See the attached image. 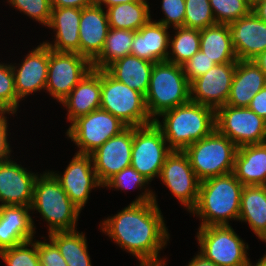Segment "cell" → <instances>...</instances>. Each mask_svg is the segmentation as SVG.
<instances>
[{
	"label": "cell",
	"instance_id": "1",
	"mask_svg": "<svg viewBox=\"0 0 266 266\" xmlns=\"http://www.w3.org/2000/svg\"><path fill=\"white\" fill-rule=\"evenodd\" d=\"M144 189L135 201L103 220L100 229L122 250L138 258L140 266H166L158 254L167 245L170 235L155 193Z\"/></svg>",
	"mask_w": 266,
	"mask_h": 266
},
{
	"label": "cell",
	"instance_id": "2",
	"mask_svg": "<svg viewBox=\"0 0 266 266\" xmlns=\"http://www.w3.org/2000/svg\"><path fill=\"white\" fill-rule=\"evenodd\" d=\"M243 187L233 173L201 181L197 204L190 211L202 219L199 227L229 225L232 219L238 221Z\"/></svg>",
	"mask_w": 266,
	"mask_h": 266
},
{
	"label": "cell",
	"instance_id": "3",
	"mask_svg": "<svg viewBox=\"0 0 266 266\" xmlns=\"http://www.w3.org/2000/svg\"><path fill=\"white\" fill-rule=\"evenodd\" d=\"M159 118L154 123L161 129L169 147L177 151H184L216 129L215 109L192 101L165 111Z\"/></svg>",
	"mask_w": 266,
	"mask_h": 266
},
{
	"label": "cell",
	"instance_id": "4",
	"mask_svg": "<svg viewBox=\"0 0 266 266\" xmlns=\"http://www.w3.org/2000/svg\"><path fill=\"white\" fill-rule=\"evenodd\" d=\"M32 211L48 222L49 233L76 230L81 210L70 200L60 182L50 172L38 175L34 184Z\"/></svg>",
	"mask_w": 266,
	"mask_h": 266
},
{
	"label": "cell",
	"instance_id": "5",
	"mask_svg": "<svg viewBox=\"0 0 266 266\" xmlns=\"http://www.w3.org/2000/svg\"><path fill=\"white\" fill-rule=\"evenodd\" d=\"M191 101L190 82L183 67L168 61L154 63L145 103L155 121L162 113Z\"/></svg>",
	"mask_w": 266,
	"mask_h": 266
},
{
	"label": "cell",
	"instance_id": "6",
	"mask_svg": "<svg viewBox=\"0 0 266 266\" xmlns=\"http://www.w3.org/2000/svg\"><path fill=\"white\" fill-rule=\"evenodd\" d=\"M238 147L216 129L208 136L188 146L191 167L200 181L233 172Z\"/></svg>",
	"mask_w": 266,
	"mask_h": 266
},
{
	"label": "cell",
	"instance_id": "7",
	"mask_svg": "<svg viewBox=\"0 0 266 266\" xmlns=\"http://www.w3.org/2000/svg\"><path fill=\"white\" fill-rule=\"evenodd\" d=\"M127 127H139L153 123L148 114L145 96L113 78L101 69V106Z\"/></svg>",
	"mask_w": 266,
	"mask_h": 266
},
{
	"label": "cell",
	"instance_id": "8",
	"mask_svg": "<svg viewBox=\"0 0 266 266\" xmlns=\"http://www.w3.org/2000/svg\"><path fill=\"white\" fill-rule=\"evenodd\" d=\"M196 237L199 253L217 266H246L250 262L249 246L230 225L199 227Z\"/></svg>",
	"mask_w": 266,
	"mask_h": 266
},
{
	"label": "cell",
	"instance_id": "9",
	"mask_svg": "<svg viewBox=\"0 0 266 266\" xmlns=\"http://www.w3.org/2000/svg\"><path fill=\"white\" fill-rule=\"evenodd\" d=\"M156 123L133 127L131 167L150 182L160 171L172 149Z\"/></svg>",
	"mask_w": 266,
	"mask_h": 266
},
{
	"label": "cell",
	"instance_id": "10",
	"mask_svg": "<svg viewBox=\"0 0 266 266\" xmlns=\"http://www.w3.org/2000/svg\"><path fill=\"white\" fill-rule=\"evenodd\" d=\"M215 125L216 130L237 147L266 142V121L248 107H218Z\"/></svg>",
	"mask_w": 266,
	"mask_h": 266
},
{
	"label": "cell",
	"instance_id": "11",
	"mask_svg": "<svg viewBox=\"0 0 266 266\" xmlns=\"http://www.w3.org/2000/svg\"><path fill=\"white\" fill-rule=\"evenodd\" d=\"M126 127L111 113L98 109L74 120L66 135L79 148L77 153L91 154Z\"/></svg>",
	"mask_w": 266,
	"mask_h": 266
},
{
	"label": "cell",
	"instance_id": "12",
	"mask_svg": "<svg viewBox=\"0 0 266 266\" xmlns=\"http://www.w3.org/2000/svg\"><path fill=\"white\" fill-rule=\"evenodd\" d=\"M92 69V62L79 53L56 52L49 48L45 90L61 103Z\"/></svg>",
	"mask_w": 266,
	"mask_h": 266
},
{
	"label": "cell",
	"instance_id": "13",
	"mask_svg": "<svg viewBox=\"0 0 266 266\" xmlns=\"http://www.w3.org/2000/svg\"><path fill=\"white\" fill-rule=\"evenodd\" d=\"M159 178L189 212L196 206L200 180L184 151L172 150L161 168Z\"/></svg>",
	"mask_w": 266,
	"mask_h": 266
},
{
	"label": "cell",
	"instance_id": "14",
	"mask_svg": "<svg viewBox=\"0 0 266 266\" xmlns=\"http://www.w3.org/2000/svg\"><path fill=\"white\" fill-rule=\"evenodd\" d=\"M237 61L216 64L190 83L191 101L215 110L226 105Z\"/></svg>",
	"mask_w": 266,
	"mask_h": 266
},
{
	"label": "cell",
	"instance_id": "15",
	"mask_svg": "<svg viewBox=\"0 0 266 266\" xmlns=\"http://www.w3.org/2000/svg\"><path fill=\"white\" fill-rule=\"evenodd\" d=\"M133 127H126L91 153L99 182L104 185L111 177L131 165Z\"/></svg>",
	"mask_w": 266,
	"mask_h": 266
},
{
	"label": "cell",
	"instance_id": "16",
	"mask_svg": "<svg viewBox=\"0 0 266 266\" xmlns=\"http://www.w3.org/2000/svg\"><path fill=\"white\" fill-rule=\"evenodd\" d=\"M50 172L81 211L92 189L103 187L95 173L91 154L75 153L62 176L60 173Z\"/></svg>",
	"mask_w": 266,
	"mask_h": 266
},
{
	"label": "cell",
	"instance_id": "17",
	"mask_svg": "<svg viewBox=\"0 0 266 266\" xmlns=\"http://www.w3.org/2000/svg\"><path fill=\"white\" fill-rule=\"evenodd\" d=\"M27 171L21 164L11 159L0 163V206L31 207L38 174Z\"/></svg>",
	"mask_w": 266,
	"mask_h": 266
},
{
	"label": "cell",
	"instance_id": "18",
	"mask_svg": "<svg viewBox=\"0 0 266 266\" xmlns=\"http://www.w3.org/2000/svg\"><path fill=\"white\" fill-rule=\"evenodd\" d=\"M20 66L12 64L15 90L18 100H24L33 92L46 89L49 65V47L40 43L29 51ZM23 98V99H22Z\"/></svg>",
	"mask_w": 266,
	"mask_h": 266
},
{
	"label": "cell",
	"instance_id": "19",
	"mask_svg": "<svg viewBox=\"0 0 266 266\" xmlns=\"http://www.w3.org/2000/svg\"><path fill=\"white\" fill-rule=\"evenodd\" d=\"M228 26L238 60H253L266 50V22L253 11Z\"/></svg>",
	"mask_w": 266,
	"mask_h": 266
},
{
	"label": "cell",
	"instance_id": "20",
	"mask_svg": "<svg viewBox=\"0 0 266 266\" xmlns=\"http://www.w3.org/2000/svg\"><path fill=\"white\" fill-rule=\"evenodd\" d=\"M109 31L107 12L97 4L83 8L79 25V54L91 62L101 53Z\"/></svg>",
	"mask_w": 266,
	"mask_h": 266
},
{
	"label": "cell",
	"instance_id": "21",
	"mask_svg": "<svg viewBox=\"0 0 266 266\" xmlns=\"http://www.w3.org/2000/svg\"><path fill=\"white\" fill-rule=\"evenodd\" d=\"M30 210L20 205L0 206V251L33 240L36 228Z\"/></svg>",
	"mask_w": 266,
	"mask_h": 266
},
{
	"label": "cell",
	"instance_id": "22",
	"mask_svg": "<svg viewBox=\"0 0 266 266\" xmlns=\"http://www.w3.org/2000/svg\"><path fill=\"white\" fill-rule=\"evenodd\" d=\"M61 104L67 108V119L71 123L78 117L100 109L101 69L90 70Z\"/></svg>",
	"mask_w": 266,
	"mask_h": 266
},
{
	"label": "cell",
	"instance_id": "23",
	"mask_svg": "<svg viewBox=\"0 0 266 266\" xmlns=\"http://www.w3.org/2000/svg\"><path fill=\"white\" fill-rule=\"evenodd\" d=\"M265 86V73L253 60H238L226 105L248 107L255 94Z\"/></svg>",
	"mask_w": 266,
	"mask_h": 266
},
{
	"label": "cell",
	"instance_id": "24",
	"mask_svg": "<svg viewBox=\"0 0 266 266\" xmlns=\"http://www.w3.org/2000/svg\"><path fill=\"white\" fill-rule=\"evenodd\" d=\"M81 11V8L74 7L52 8L48 27L56 32L55 41L54 44L49 42L43 44L56 52L79 53Z\"/></svg>",
	"mask_w": 266,
	"mask_h": 266
},
{
	"label": "cell",
	"instance_id": "25",
	"mask_svg": "<svg viewBox=\"0 0 266 266\" xmlns=\"http://www.w3.org/2000/svg\"><path fill=\"white\" fill-rule=\"evenodd\" d=\"M168 27L152 19L134 31L130 55L153 63L167 61L169 39Z\"/></svg>",
	"mask_w": 266,
	"mask_h": 266
},
{
	"label": "cell",
	"instance_id": "26",
	"mask_svg": "<svg viewBox=\"0 0 266 266\" xmlns=\"http://www.w3.org/2000/svg\"><path fill=\"white\" fill-rule=\"evenodd\" d=\"M232 173L244 186H260L266 177V142L238 147Z\"/></svg>",
	"mask_w": 266,
	"mask_h": 266
},
{
	"label": "cell",
	"instance_id": "27",
	"mask_svg": "<svg viewBox=\"0 0 266 266\" xmlns=\"http://www.w3.org/2000/svg\"><path fill=\"white\" fill-rule=\"evenodd\" d=\"M153 66V62L128 55L115 60L105 70L116 80L145 96Z\"/></svg>",
	"mask_w": 266,
	"mask_h": 266
},
{
	"label": "cell",
	"instance_id": "28",
	"mask_svg": "<svg viewBox=\"0 0 266 266\" xmlns=\"http://www.w3.org/2000/svg\"><path fill=\"white\" fill-rule=\"evenodd\" d=\"M200 50L215 64L238 61L228 24H216L200 30Z\"/></svg>",
	"mask_w": 266,
	"mask_h": 266
},
{
	"label": "cell",
	"instance_id": "29",
	"mask_svg": "<svg viewBox=\"0 0 266 266\" xmlns=\"http://www.w3.org/2000/svg\"><path fill=\"white\" fill-rule=\"evenodd\" d=\"M239 221L247 222L258 238L266 233V193L261 186L243 187Z\"/></svg>",
	"mask_w": 266,
	"mask_h": 266
},
{
	"label": "cell",
	"instance_id": "30",
	"mask_svg": "<svg viewBox=\"0 0 266 266\" xmlns=\"http://www.w3.org/2000/svg\"><path fill=\"white\" fill-rule=\"evenodd\" d=\"M109 28L138 31L151 20L147 0H138L106 9Z\"/></svg>",
	"mask_w": 266,
	"mask_h": 266
},
{
	"label": "cell",
	"instance_id": "31",
	"mask_svg": "<svg viewBox=\"0 0 266 266\" xmlns=\"http://www.w3.org/2000/svg\"><path fill=\"white\" fill-rule=\"evenodd\" d=\"M68 266H92L87 240L83 232L56 231L48 234Z\"/></svg>",
	"mask_w": 266,
	"mask_h": 266
},
{
	"label": "cell",
	"instance_id": "32",
	"mask_svg": "<svg viewBox=\"0 0 266 266\" xmlns=\"http://www.w3.org/2000/svg\"><path fill=\"white\" fill-rule=\"evenodd\" d=\"M134 31L109 28L101 53L92 61L93 69H105L115 60L128 56Z\"/></svg>",
	"mask_w": 266,
	"mask_h": 266
},
{
	"label": "cell",
	"instance_id": "33",
	"mask_svg": "<svg viewBox=\"0 0 266 266\" xmlns=\"http://www.w3.org/2000/svg\"><path fill=\"white\" fill-rule=\"evenodd\" d=\"M175 35L169 39L167 61L183 65L200 50V30L186 27L173 28Z\"/></svg>",
	"mask_w": 266,
	"mask_h": 266
},
{
	"label": "cell",
	"instance_id": "34",
	"mask_svg": "<svg viewBox=\"0 0 266 266\" xmlns=\"http://www.w3.org/2000/svg\"><path fill=\"white\" fill-rule=\"evenodd\" d=\"M217 24H230L252 11L249 0H209Z\"/></svg>",
	"mask_w": 266,
	"mask_h": 266
},
{
	"label": "cell",
	"instance_id": "35",
	"mask_svg": "<svg viewBox=\"0 0 266 266\" xmlns=\"http://www.w3.org/2000/svg\"><path fill=\"white\" fill-rule=\"evenodd\" d=\"M184 27L205 29L216 25L209 0H185Z\"/></svg>",
	"mask_w": 266,
	"mask_h": 266
},
{
	"label": "cell",
	"instance_id": "36",
	"mask_svg": "<svg viewBox=\"0 0 266 266\" xmlns=\"http://www.w3.org/2000/svg\"><path fill=\"white\" fill-rule=\"evenodd\" d=\"M31 246V248H28ZM0 257L7 266H41L37 252V241H26L15 247L0 251Z\"/></svg>",
	"mask_w": 266,
	"mask_h": 266
},
{
	"label": "cell",
	"instance_id": "37",
	"mask_svg": "<svg viewBox=\"0 0 266 266\" xmlns=\"http://www.w3.org/2000/svg\"><path fill=\"white\" fill-rule=\"evenodd\" d=\"M12 63H0V112L16 114L19 100L15 90Z\"/></svg>",
	"mask_w": 266,
	"mask_h": 266
},
{
	"label": "cell",
	"instance_id": "38",
	"mask_svg": "<svg viewBox=\"0 0 266 266\" xmlns=\"http://www.w3.org/2000/svg\"><path fill=\"white\" fill-rule=\"evenodd\" d=\"M10 6L18 9L31 19L48 26L51 19V0H8Z\"/></svg>",
	"mask_w": 266,
	"mask_h": 266
},
{
	"label": "cell",
	"instance_id": "39",
	"mask_svg": "<svg viewBox=\"0 0 266 266\" xmlns=\"http://www.w3.org/2000/svg\"><path fill=\"white\" fill-rule=\"evenodd\" d=\"M149 180L141 175L133 167H127L111 177L103 187L115 188L116 190L142 189L149 184Z\"/></svg>",
	"mask_w": 266,
	"mask_h": 266
},
{
	"label": "cell",
	"instance_id": "40",
	"mask_svg": "<svg viewBox=\"0 0 266 266\" xmlns=\"http://www.w3.org/2000/svg\"><path fill=\"white\" fill-rule=\"evenodd\" d=\"M161 3L165 18L158 20L157 23L168 28L184 27L185 0H162Z\"/></svg>",
	"mask_w": 266,
	"mask_h": 266
},
{
	"label": "cell",
	"instance_id": "41",
	"mask_svg": "<svg viewBox=\"0 0 266 266\" xmlns=\"http://www.w3.org/2000/svg\"><path fill=\"white\" fill-rule=\"evenodd\" d=\"M215 65L212 59L208 58L205 53L199 50L182 67L187 80L191 83Z\"/></svg>",
	"mask_w": 266,
	"mask_h": 266
},
{
	"label": "cell",
	"instance_id": "42",
	"mask_svg": "<svg viewBox=\"0 0 266 266\" xmlns=\"http://www.w3.org/2000/svg\"><path fill=\"white\" fill-rule=\"evenodd\" d=\"M45 241L37 240V252L41 266H68L57 246L50 239L49 242Z\"/></svg>",
	"mask_w": 266,
	"mask_h": 266
},
{
	"label": "cell",
	"instance_id": "43",
	"mask_svg": "<svg viewBox=\"0 0 266 266\" xmlns=\"http://www.w3.org/2000/svg\"><path fill=\"white\" fill-rule=\"evenodd\" d=\"M6 114L12 113H5L0 112V163L10 160L11 148L8 142V121Z\"/></svg>",
	"mask_w": 266,
	"mask_h": 266
},
{
	"label": "cell",
	"instance_id": "44",
	"mask_svg": "<svg viewBox=\"0 0 266 266\" xmlns=\"http://www.w3.org/2000/svg\"><path fill=\"white\" fill-rule=\"evenodd\" d=\"M248 108L266 121V86L255 94Z\"/></svg>",
	"mask_w": 266,
	"mask_h": 266
},
{
	"label": "cell",
	"instance_id": "45",
	"mask_svg": "<svg viewBox=\"0 0 266 266\" xmlns=\"http://www.w3.org/2000/svg\"><path fill=\"white\" fill-rule=\"evenodd\" d=\"M96 4V0H51L52 8H86Z\"/></svg>",
	"mask_w": 266,
	"mask_h": 266
},
{
	"label": "cell",
	"instance_id": "46",
	"mask_svg": "<svg viewBox=\"0 0 266 266\" xmlns=\"http://www.w3.org/2000/svg\"><path fill=\"white\" fill-rule=\"evenodd\" d=\"M187 266H217L212 261L206 259L203 255L198 253L193 259L189 262Z\"/></svg>",
	"mask_w": 266,
	"mask_h": 266
},
{
	"label": "cell",
	"instance_id": "47",
	"mask_svg": "<svg viewBox=\"0 0 266 266\" xmlns=\"http://www.w3.org/2000/svg\"><path fill=\"white\" fill-rule=\"evenodd\" d=\"M252 11L264 22H266V0L256 3Z\"/></svg>",
	"mask_w": 266,
	"mask_h": 266
},
{
	"label": "cell",
	"instance_id": "48",
	"mask_svg": "<svg viewBox=\"0 0 266 266\" xmlns=\"http://www.w3.org/2000/svg\"><path fill=\"white\" fill-rule=\"evenodd\" d=\"M134 1H138V0H96V4L101 7L104 4L106 8H109L114 5L129 3V2H134Z\"/></svg>",
	"mask_w": 266,
	"mask_h": 266
},
{
	"label": "cell",
	"instance_id": "49",
	"mask_svg": "<svg viewBox=\"0 0 266 266\" xmlns=\"http://www.w3.org/2000/svg\"><path fill=\"white\" fill-rule=\"evenodd\" d=\"M253 61L260 67V69L265 73L266 76V50L259 55H257Z\"/></svg>",
	"mask_w": 266,
	"mask_h": 266
},
{
	"label": "cell",
	"instance_id": "50",
	"mask_svg": "<svg viewBox=\"0 0 266 266\" xmlns=\"http://www.w3.org/2000/svg\"><path fill=\"white\" fill-rule=\"evenodd\" d=\"M259 239H261L263 242H266V233H264ZM263 263H266V254H264L263 257L259 259Z\"/></svg>",
	"mask_w": 266,
	"mask_h": 266
},
{
	"label": "cell",
	"instance_id": "51",
	"mask_svg": "<svg viewBox=\"0 0 266 266\" xmlns=\"http://www.w3.org/2000/svg\"><path fill=\"white\" fill-rule=\"evenodd\" d=\"M246 266H266V263H263L262 261L258 260L256 265H252L251 261Z\"/></svg>",
	"mask_w": 266,
	"mask_h": 266
},
{
	"label": "cell",
	"instance_id": "52",
	"mask_svg": "<svg viewBox=\"0 0 266 266\" xmlns=\"http://www.w3.org/2000/svg\"><path fill=\"white\" fill-rule=\"evenodd\" d=\"M260 186L263 188L264 192L266 193V177H265V180L263 181V183Z\"/></svg>",
	"mask_w": 266,
	"mask_h": 266
},
{
	"label": "cell",
	"instance_id": "53",
	"mask_svg": "<svg viewBox=\"0 0 266 266\" xmlns=\"http://www.w3.org/2000/svg\"><path fill=\"white\" fill-rule=\"evenodd\" d=\"M260 1H262V0H249V2H250V4L252 5V7H253L256 3L260 2Z\"/></svg>",
	"mask_w": 266,
	"mask_h": 266
}]
</instances>
